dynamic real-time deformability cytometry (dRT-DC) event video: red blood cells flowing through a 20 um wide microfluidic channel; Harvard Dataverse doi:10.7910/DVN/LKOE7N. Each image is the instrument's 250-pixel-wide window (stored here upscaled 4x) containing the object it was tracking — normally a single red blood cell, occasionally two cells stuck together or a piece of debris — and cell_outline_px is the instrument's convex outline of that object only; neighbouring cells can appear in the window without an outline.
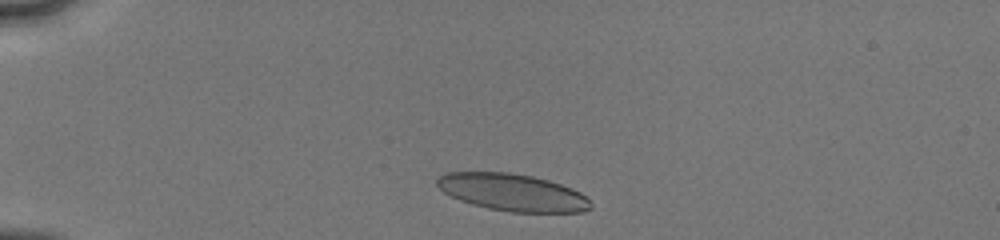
{"species": "human", "species_latin": "Homo sapiens", "temperature_condition": "cold", "stored_images_in_passage": 14, "camera_frame_rate_fps": 3000, "um_per_image_px": 0.085, "donor": {"sex": "male"}, "frame": {"image": 1, "passage_image": 2, "time_ms": 0.667, "image_size_px": [1000, 240], "cell_outline_px": [[592, 208], [584, 212], [512, 212], [488, 208], [472, 204], [460, 200], [444, 192], [436, 184], [436, 176], [448, 172], [508, 172], [532, 176], [548, 180], [572, 188], [580, 192], [592, 204]], "centroid_in_image_um": [43.55, 16.35], "position_along_channel_um": 41.4, "area_um2": 33.23}}
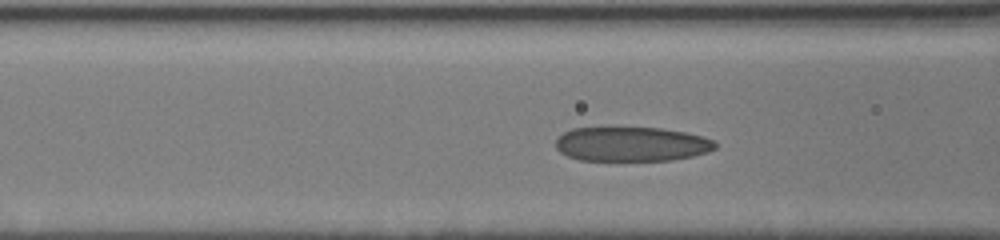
{"frame": {"image": 2, "passage_image": 8, "time_ms": 3.667, "image_size_px": [1000, 240], "cell_outline_px": [[716, 148], [708, 152], [692, 156], [672, 160], [580, 160], [568, 156], [560, 152], [556, 148], [556, 140], [564, 132], [572, 128], [660, 128], [684, 132], [700, 136], [712, 140], [716, 144]], "centroid_in_image_um": [53.67, 12.25], "position_along_channel_um": 112.9, "area_um2": 31.73}}
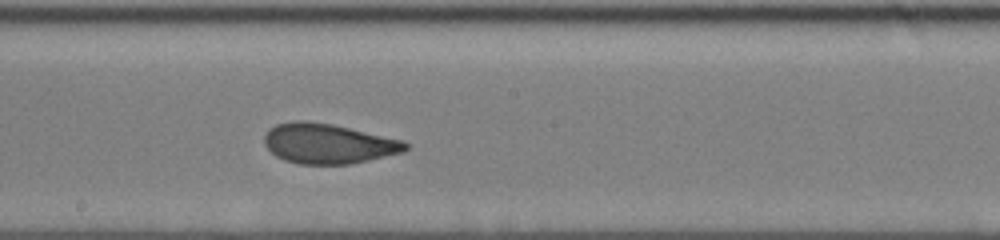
{"frame": {"image": 3, "passage_image": 14, "time_ms": 6.333, "image_size_px": [1000, 240], "cell_outline_px": [[408, 148], [404, 152], [352, 164], [300, 164], [284, 160], [276, 156], [264, 144], [264, 136], [268, 128], [276, 124], [292, 120], [304, 120], [332, 124], [404, 140], [408, 144]], "centroid_in_image_um": [27.89, 12.2], "position_along_channel_um": 220.3, "area_um2": 33.12}}